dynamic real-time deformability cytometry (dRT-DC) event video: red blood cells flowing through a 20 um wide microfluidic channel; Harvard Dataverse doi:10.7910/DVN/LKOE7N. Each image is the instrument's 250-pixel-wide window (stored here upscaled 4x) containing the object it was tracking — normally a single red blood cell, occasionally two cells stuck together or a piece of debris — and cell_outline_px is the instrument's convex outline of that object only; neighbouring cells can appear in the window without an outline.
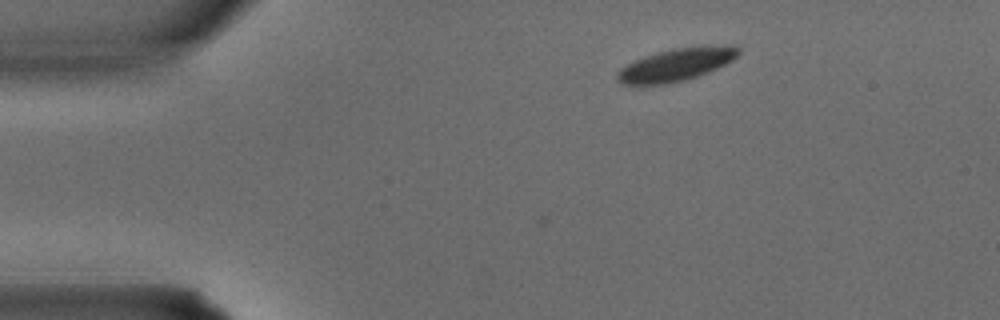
{"species": "common noctule bat (a hibernating species)", "species_latin": "Nyctalus noctula", "temperature_condition": "warm", "stored_images_in_passage": 2, "camera_frame_rate_fps": 3000, "um_per_image_px": 0.085, "animal": {"sex": "male", "body_mass_g": 15.6}, "frame": {"image": 1, "passage_image": 1, "time_ms": 0.0, "image_size_px": [1000, 320], "cell_outline_px": [[740, 52], [732, 60], [708, 72], [684, 80], [668, 84], [620, 84], [616, 80], [616, 72], [620, 68], [644, 56], [672, 48], [740, 48]], "centroid_in_image_um": [57.32, 5.55], "position_along_channel_um": 27.7, "area_um2": 21.96}}